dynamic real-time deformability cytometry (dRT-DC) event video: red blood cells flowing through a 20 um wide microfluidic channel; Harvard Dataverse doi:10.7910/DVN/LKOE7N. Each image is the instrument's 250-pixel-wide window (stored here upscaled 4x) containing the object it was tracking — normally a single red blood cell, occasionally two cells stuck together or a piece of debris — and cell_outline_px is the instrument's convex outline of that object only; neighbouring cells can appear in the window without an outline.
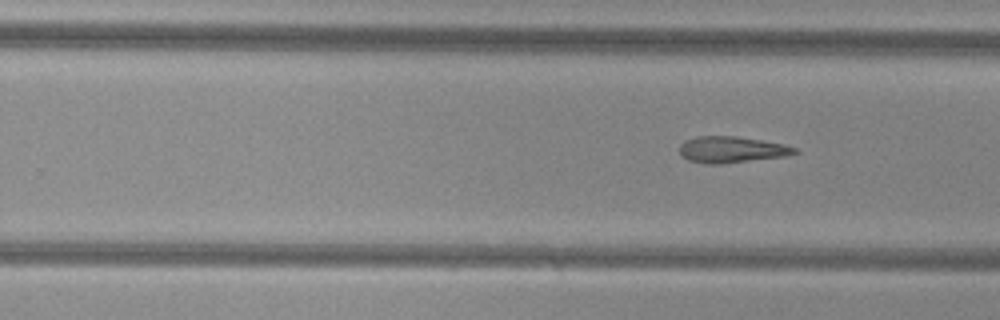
{"species": "common noctule bat (a hibernating species)", "species_latin": "Nyctalus noctula", "temperature_condition": "cold", "stored_images_in_passage": 10, "segment_of_instrument_passage": [2, 2], "camera_frame_rate_fps": 3000, "um_per_image_px": 0.085, "animal": {"sex": "female", "body_mass_g": 29.2, "forearm_length_mm": 56.3}, "frame": {"image": 1, "passage_image": 10, "time_ms": 11.667, "image_size_px": [1000, 320], "cell_outline_px": [[800, 152], [784, 156], [720, 164], [704, 164], [688, 160], [680, 156], [680, 144], [684, 140], [696, 136], [736, 136], [784, 144], [796, 148]], "centroid_in_image_um": [62.13, 12.71], "position_along_channel_um": 267.7, "area_um2": 17.69}}